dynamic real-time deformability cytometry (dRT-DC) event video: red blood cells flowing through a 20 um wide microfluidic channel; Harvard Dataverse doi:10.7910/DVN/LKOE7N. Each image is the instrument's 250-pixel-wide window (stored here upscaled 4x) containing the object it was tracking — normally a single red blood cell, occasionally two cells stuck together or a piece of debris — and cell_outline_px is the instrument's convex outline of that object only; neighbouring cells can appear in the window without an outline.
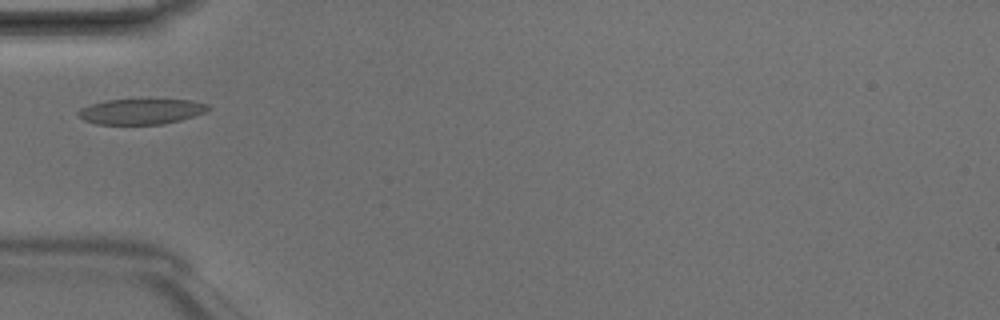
{"species": "Egyptian fruit bat (a non-hibernating species)", "species_latin": "Rousettus aegyptiacus", "temperature_condition": "room temperature", "stored_images_in_passage": 3, "camera_frame_rate_fps": 3000, "um_per_image_px": 0.085, "animal": {"sex": "male"}, "frame": {"image": 1, "passage_image": 3, "time_ms": 0.667, "image_size_px": [1000, 320], "cell_outline_px": [[212, 108], [204, 112], [180, 120], [164, 124], [96, 124], [84, 120], [76, 116], [76, 112], [80, 108], [104, 100], [192, 100], [208, 104]], "centroid_in_image_um": [11.96, 9.48], "position_along_channel_um": 73.0, "area_um2": 19.25}}